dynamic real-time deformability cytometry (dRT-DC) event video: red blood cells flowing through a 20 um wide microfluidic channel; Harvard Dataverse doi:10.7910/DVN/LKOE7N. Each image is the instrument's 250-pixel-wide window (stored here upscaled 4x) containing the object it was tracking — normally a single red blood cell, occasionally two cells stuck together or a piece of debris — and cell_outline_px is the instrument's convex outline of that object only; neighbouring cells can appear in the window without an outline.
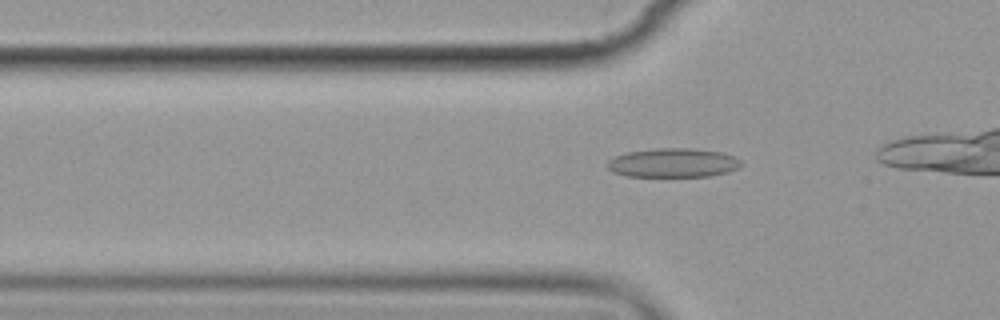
{"species": "common noctule bat (a hibernating species)", "species_latin": "Nyctalus noctula", "temperature_condition": "cold", "stored_images_in_passage": 8, "segment_of_instrument_passage": [2, 2], "camera_frame_rate_fps": 3000, "um_per_image_px": 0.085, "animal": {"sex": "female", "body_mass_g": 19.9}, "frame": {"image": 1, "passage_image": 8, "time_ms": 8.333, "image_size_px": [1000, 320], "cell_outline_px": [[740, 164], [736, 168], [728, 172], [708, 176], [624, 176], [612, 172], [608, 168], [608, 160], [624, 152], [656, 148], [692, 148], [720, 152], [736, 156], [740, 160]], "centroid_in_image_um": [57.18, 13.83], "position_along_channel_um": 68.6, "area_um2": 22.66}}